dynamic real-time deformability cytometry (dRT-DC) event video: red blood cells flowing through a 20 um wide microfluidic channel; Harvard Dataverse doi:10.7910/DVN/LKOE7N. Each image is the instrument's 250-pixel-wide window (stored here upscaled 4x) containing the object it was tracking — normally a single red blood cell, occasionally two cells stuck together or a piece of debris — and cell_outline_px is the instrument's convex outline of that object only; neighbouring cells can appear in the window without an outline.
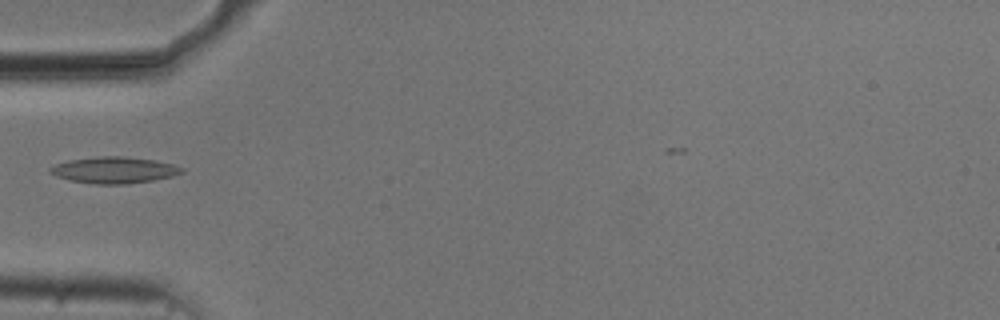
{"species": "common noctule bat (a hibernating species)", "species_latin": "Nyctalus noctula", "temperature_condition": "cold", "stored_images_in_passage": 23, "camera_frame_rate_fps": 3000, "um_per_image_px": 0.085, "animal": {"sex": "male", "body_mass_g": 20.5, "forearm_length_mm": 52.5}, "frame": {"image": 1, "passage_image": 1, "time_ms": 0.0, "image_size_px": [1000, 320], "cell_outline_px": [[184, 172], [172, 176], [152, 180], [124, 184], [96, 184], [68, 180], [56, 176], [48, 172], [48, 168], [56, 164], [68, 160], [100, 156], [120, 156], [156, 160], [172, 164], [184, 168]], "centroid_in_image_um": [9.67, 14.45], "position_along_channel_um": 75.3, "area_um2": 20.23}}
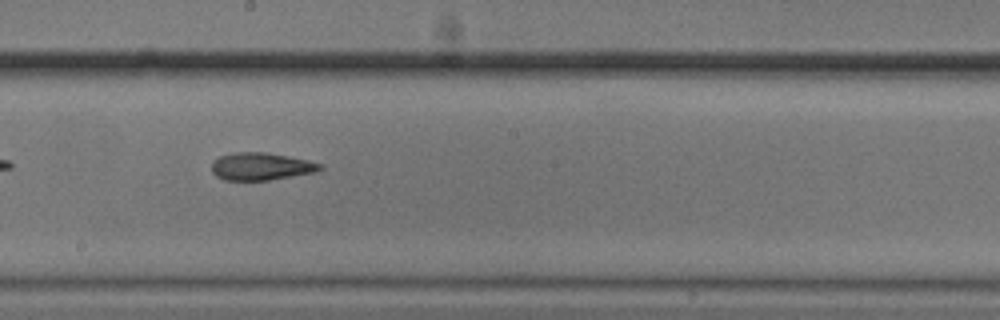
{"frame": {"image": 2, "passage_image": 13, "time_ms": 4.0, "image_size_px": [1000, 320], "cell_outline_px": [[324, 168], [316, 172], [268, 180], [224, 180], [216, 176], [212, 172], [212, 164], [220, 156], [232, 152], [268, 152], [308, 160], [324, 164]], "centroid_in_image_um": [22.22, 14.14], "position_along_channel_um": 226.0, "area_um2": 17.46}}
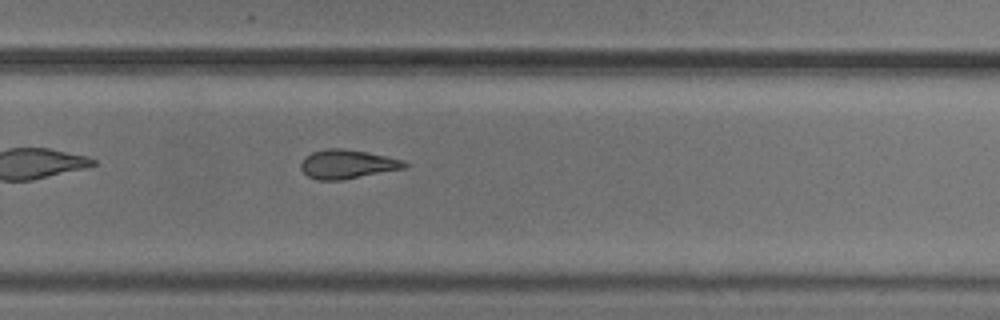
{"frame": {"image": 3, "passage_image": 19, "time_ms": 6.0, "image_size_px": [1000, 320], "cell_outline_px": [[408, 168], [340, 180], [320, 180], [308, 176], [300, 168], [300, 164], [312, 152], [328, 148], [344, 148], [404, 160], [408, 164]], "centroid_in_image_um": [29.55, 13.96], "position_along_channel_um": 300.2, "area_um2": 17.28}}